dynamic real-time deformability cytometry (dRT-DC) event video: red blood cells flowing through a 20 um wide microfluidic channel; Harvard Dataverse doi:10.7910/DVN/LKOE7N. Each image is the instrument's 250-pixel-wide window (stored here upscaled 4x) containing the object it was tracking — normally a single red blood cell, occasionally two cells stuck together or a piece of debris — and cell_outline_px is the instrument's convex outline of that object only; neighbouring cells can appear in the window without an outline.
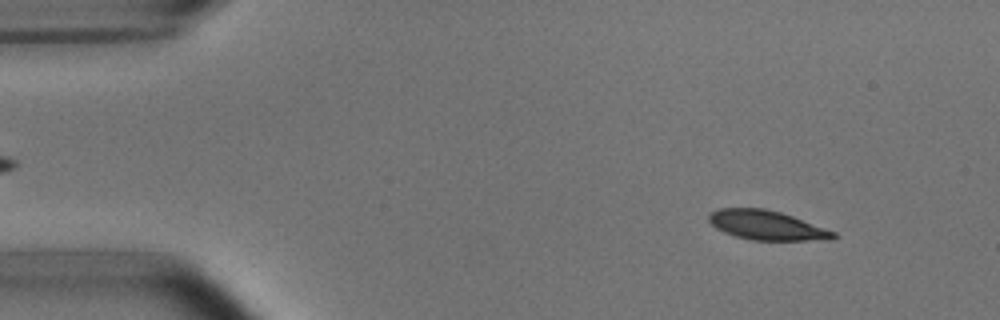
{"species": "common noctule bat (a hibernating species)", "species_latin": "Nyctalus noctula", "temperature_condition": "room temperature", "stored_images_in_passage": 52, "camera_frame_rate_fps": 3000, "um_per_image_px": 0.085, "animal": {"sex": "male", "body_mass_g": 15.6}, "frame": {"image": 1, "passage_image": 5, "time_ms": 1.333, "image_size_px": [1000, 320], "cell_outline_px": [[836, 236], [832, 240], [752, 240], [736, 236], [724, 232], [716, 228], [708, 220], [708, 216], [716, 208], [764, 208], [780, 212], [792, 216], [836, 232]], "centroid_in_image_um": [65.16, 19.14], "position_along_channel_um": 19.8, "area_um2": 21.21}}
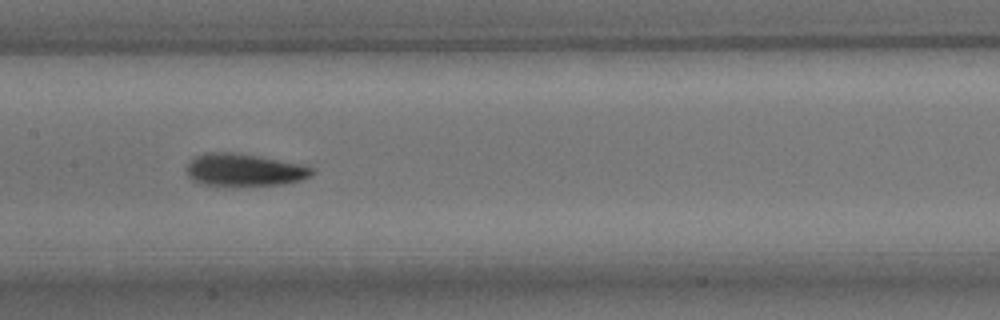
{"frame": {"image": 2, "passage_image": 25, "time_ms": 8.0, "image_size_px": [1000, 320], "cell_outline_px": [[316, 172], [312, 176], [300, 180], [284, 184], [236, 188], [200, 184], [192, 180], [188, 176], [188, 164], [196, 156], [204, 152], [240, 152], [304, 164], [316, 168]], "centroid_in_image_um": [20.82, 14.47], "position_along_channel_um": 186.6, "area_um2": 24.91}}
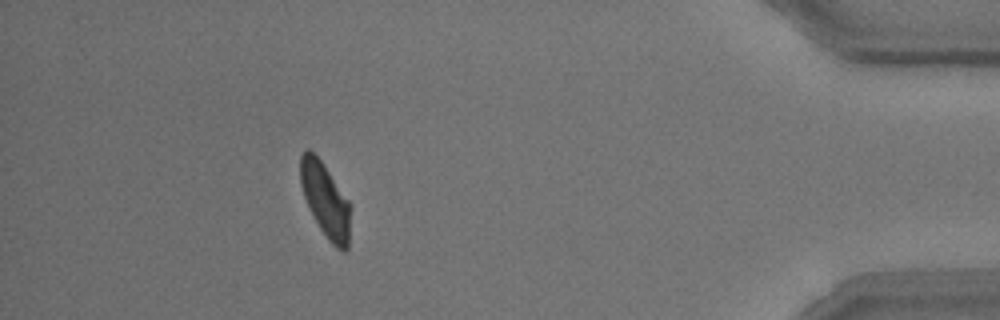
{"frame": {"image": 3, "passage_image": 47, "time_ms": 15.333, "image_size_px": [1000, 320], "cell_outline_px": [[348, 248], [344, 252], [336, 248], [328, 240], [320, 228], [308, 208], [300, 184], [300, 156], [308, 148], [320, 160], [348, 200]], "centroid_in_image_um": [27.61, 17.01], "position_along_channel_um": 407.6, "area_um2": 20.98}, "authors_computed_cell_mechanics": {"area_um2": 22.5709, "velocity_mm_per_s": 3.7417, "shape_relaxation_time_tau1_ms": 2.9279, "shape_relaxation_time_tau2_ms": 3.4133, "deformation_change_tau1": 0.1248, "deformation_change_tau2": 0.0763}}